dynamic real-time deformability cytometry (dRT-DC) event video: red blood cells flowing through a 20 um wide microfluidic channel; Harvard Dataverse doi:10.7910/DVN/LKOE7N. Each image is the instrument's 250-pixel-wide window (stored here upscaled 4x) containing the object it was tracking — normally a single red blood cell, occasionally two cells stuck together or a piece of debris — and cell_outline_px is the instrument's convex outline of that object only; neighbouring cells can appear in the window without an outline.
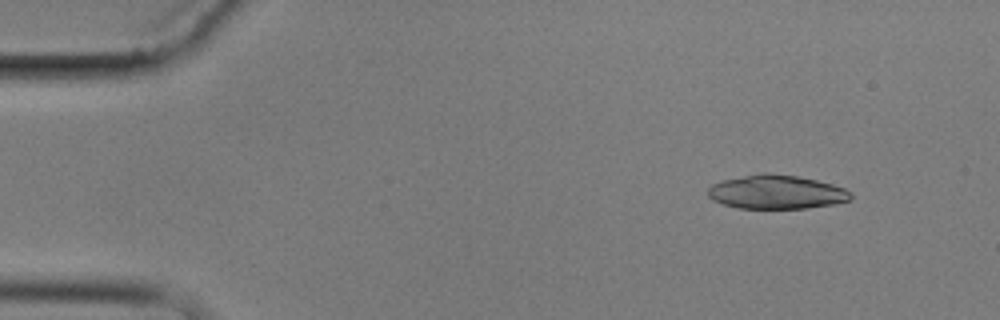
{"species": "common noctule bat (a hibernating species)", "species_latin": "Nyctalus noctula", "temperature_condition": "cold", "stored_images_in_passage": 4, "camera_frame_rate_fps": 3000, "um_per_image_px": 0.085, "animal": {"sex": "male", "body_mass_g": 17.9}, "frame": {"image": 1, "passage_image": 2, "time_ms": 1.0, "image_size_px": [1000, 320], "cell_outline_px": [[852, 200], [836, 204], [808, 208], [736, 208], [712, 200], [708, 196], [708, 188], [712, 184], [724, 180], [760, 172], [768, 172], [796, 176], [816, 180], [832, 184], [844, 188], [852, 192]], "centroid_in_image_um": [66.02, 16.32], "position_along_channel_um": 19.0, "area_um2": 28.38}}